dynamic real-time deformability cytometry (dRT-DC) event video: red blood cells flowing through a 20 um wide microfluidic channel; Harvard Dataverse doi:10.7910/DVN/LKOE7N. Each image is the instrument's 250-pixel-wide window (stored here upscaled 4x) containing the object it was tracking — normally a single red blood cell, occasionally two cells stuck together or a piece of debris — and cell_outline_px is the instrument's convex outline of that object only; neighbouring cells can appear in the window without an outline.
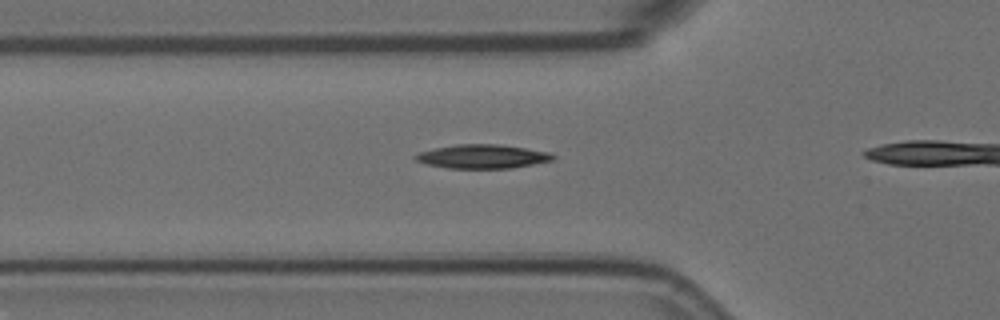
{"species": "Egyptian fruit bat (a non-hibernating species)", "species_latin": "Rousettus aegyptiacus", "temperature_condition": "room temperature", "stored_images_in_passage": 13, "camera_frame_rate_fps": 3000, "um_per_image_px": 0.085, "animal": {"sex": "female"}, "frame": {"image": 1, "passage_image": 8, "time_ms": 2.333, "image_size_px": [1000, 320], "cell_outline_px": [[556, 160], [512, 168], [448, 168], [428, 164], [416, 160], [412, 156], [420, 152], [436, 148], [456, 144], [500, 144], [548, 152], [556, 156]], "centroid_in_image_um": [41.05, 13.3], "position_along_channel_um": 84.8, "area_um2": 19.07}}
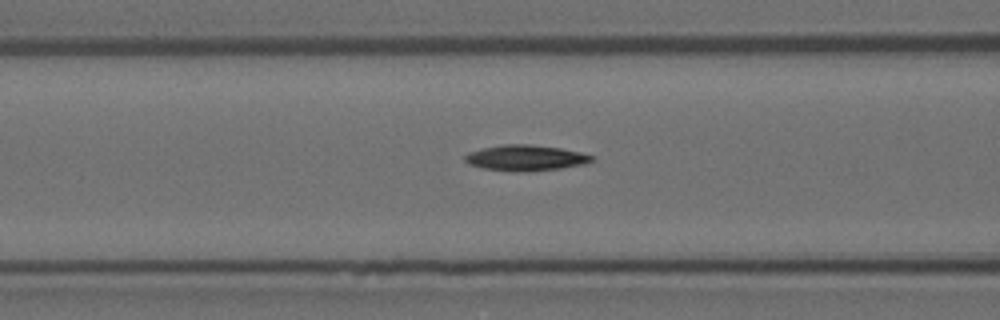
{"frame": {"image": 2, "passage_image": 11, "time_ms": 3.333, "image_size_px": [1000, 320], "cell_outline_px": [[592, 160], [584, 164], [560, 168], [528, 172], [512, 172], [484, 168], [468, 164], [464, 160], [464, 156], [468, 152], [484, 148], [504, 144], [528, 144], [560, 148], [580, 152], [592, 156]], "centroid_in_image_um": [44.63, 13.43], "position_along_channel_um": 122.0, "area_um2": 18.96}}